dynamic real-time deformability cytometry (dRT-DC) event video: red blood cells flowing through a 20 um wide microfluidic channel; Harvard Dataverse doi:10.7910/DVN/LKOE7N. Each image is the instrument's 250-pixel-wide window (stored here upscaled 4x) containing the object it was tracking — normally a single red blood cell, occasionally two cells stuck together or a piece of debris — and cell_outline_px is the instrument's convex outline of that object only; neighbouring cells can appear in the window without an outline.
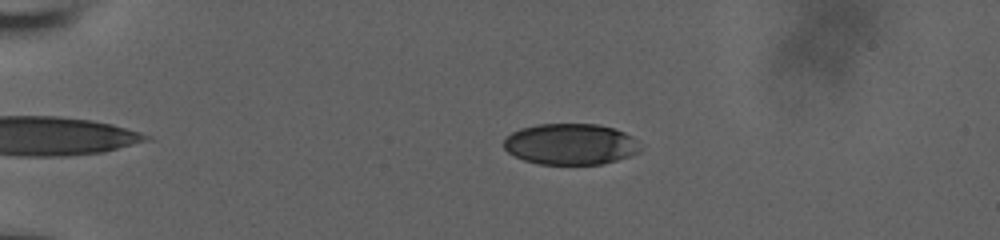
{"species": "human", "species_latin": "Homo sapiens", "temperature_condition": "room temperature", "stored_images_in_passage": 42, "camera_frame_rate_fps": 3000, "um_per_image_px": 0.085, "donor": {"sex": "male"}, "frame": {"image": 1, "passage_image": 2, "time_ms": 0.333, "image_size_px": [1000, 240], "cell_outline_px": [[640, 152], [616, 160], [600, 164], [540, 164], [524, 160], [508, 152], [504, 148], [504, 140], [512, 132], [520, 128], [540, 124], [600, 124], [624, 132], [632, 136], [636, 140]], "centroid_in_image_um": [48.48, 12.25], "position_along_channel_um": 36.5, "area_um2": 32.48}}
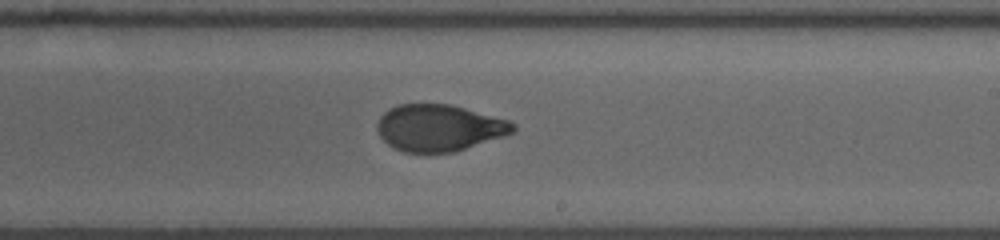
{"frame": {"image": 2, "passage_image": 22, "time_ms": 7.0, "image_size_px": [1000, 240], "cell_outline_px": [[516, 128], [512, 132], [504, 136], [456, 152], [404, 152], [392, 148], [380, 136], [376, 128], [376, 124], [380, 116], [388, 108], [400, 104], [452, 104], [508, 120], [516, 124]], "centroid_in_image_um": [37.31, 10.86], "position_along_channel_um": 251.7, "area_um2": 37.11}}
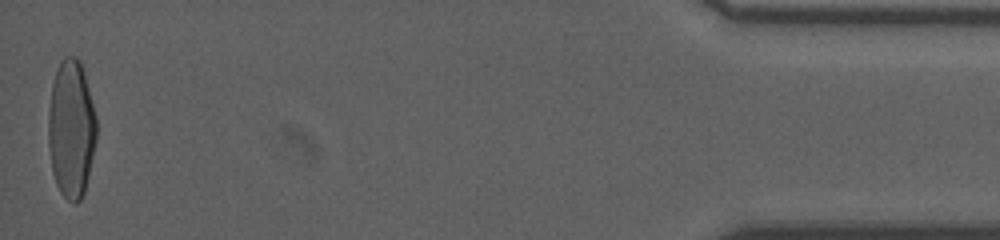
{"frame": {"image": 3, "passage_image": 42, "time_ms": 13.667, "image_size_px": [1000, 240], "cell_outline_px": [[96, 140], [88, 176], [84, 192], [80, 200], [76, 204], [72, 204], [60, 192], [56, 184], [52, 172], [48, 144], [48, 112], [52, 84], [60, 60], [64, 56], [76, 56], [80, 60], [84, 72], [96, 116]], "centroid_in_image_um": [6.04, 10.96], "position_along_channel_um": 429.2, "area_um2": 38.9}, "authors_computed_cell_mechanics": {"area_um2": 37.3966, "velocity_mm_per_s": 3.8746, "shape_relaxation_time_tau1_ms": 6.1339, "shape_relaxation_time_tau2_ms": 0.8759, "deformation_change_tau1": 0.2275, "deformation_change_tau2": 0.0565}}